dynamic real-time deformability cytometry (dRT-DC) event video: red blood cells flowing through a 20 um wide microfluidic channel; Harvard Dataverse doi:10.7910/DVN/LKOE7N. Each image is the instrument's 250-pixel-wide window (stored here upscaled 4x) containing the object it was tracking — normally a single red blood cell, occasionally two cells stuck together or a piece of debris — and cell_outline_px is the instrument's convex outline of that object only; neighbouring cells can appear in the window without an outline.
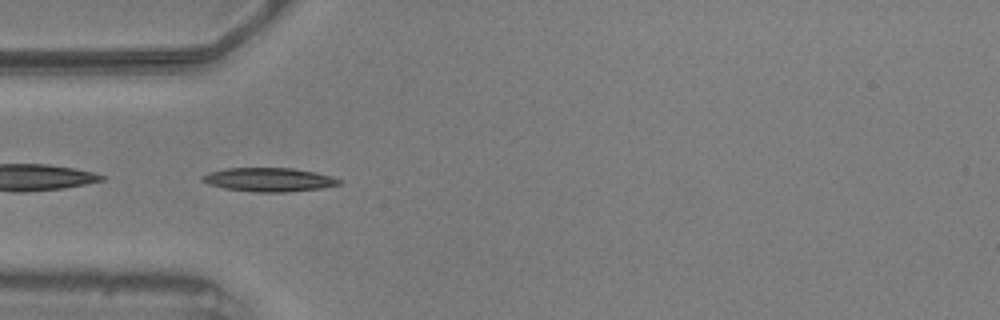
{"species": "common noctule bat (a hibernating species)", "species_latin": "Nyctalus noctula", "temperature_condition": "warm", "stored_images_in_passage": 40, "camera_frame_rate_fps": 3000, "um_per_image_px": 0.085, "animal": {"sex": "male", "body_mass_g": 20.5, "forearm_length_mm": 52.5}, "frame": {"image": 1, "passage_image": 1, "time_ms": 0.0, "image_size_px": [1000, 320], "cell_outline_px": [[340, 184], [324, 188], [284, 192], [256, 192], [224, 188], [208, 184], [200, 180], [200, 176], [208, 172], [224, 168], [292, 168], [316, 172], [332, 176], [340, 180]], "centroid_in_image_um": [22.83, 15.26], "position_along_channel_um": 62.2, "area_um2": 19.07}, "authors_computed_cell_mechanics": {"area_um2": 17.5423, "velocity_mm_per_s": 3.583, "shape_relaxation_time_tau1_ms": 7.5199, "shape_relaxation_time_tau2_ms": 3.3873, "deformation_change_tau1": 0.2246, "deformation_change_tau2": 0.1078}}